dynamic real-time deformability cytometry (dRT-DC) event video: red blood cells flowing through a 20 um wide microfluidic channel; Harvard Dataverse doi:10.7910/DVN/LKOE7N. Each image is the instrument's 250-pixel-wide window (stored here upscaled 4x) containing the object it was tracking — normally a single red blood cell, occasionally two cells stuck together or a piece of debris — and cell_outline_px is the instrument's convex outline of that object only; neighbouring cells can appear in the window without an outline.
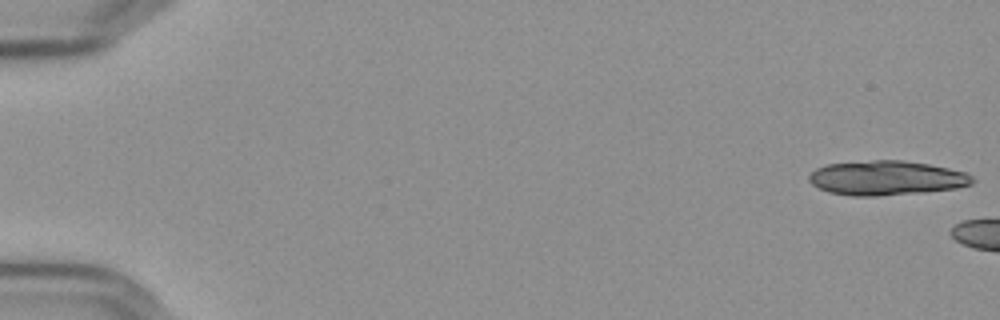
{"species": "Egyptian fruit bat (a non-hibernating species)", "species_latin": "Rousettus aegyptiacus", "temperature_condition": "cold", "stored_images_in_passage": 5, "camera_frame_rate_fps": 3000, "um_per_image_px": 0.085, "frame": {"image": 1, "passage_image": 1, "time_ms": 0.0, "image_size_px": [1000, 320], "cell_outline_px": [[976, 180], [972, 184], [956, 188], [924, 192], [876, 196], [852, 196], [828, 192], [812, 184], [808, 180], [808, 176], [816, 168], [828, 164], [872, 160], [900, 160], [928, 164], [948, 168], [964, 172], [972, 176]], "centroid_in_image_um": [75.34, 15.13], "position_along_channel_um": 9.7, "area_um2": 32.77}}